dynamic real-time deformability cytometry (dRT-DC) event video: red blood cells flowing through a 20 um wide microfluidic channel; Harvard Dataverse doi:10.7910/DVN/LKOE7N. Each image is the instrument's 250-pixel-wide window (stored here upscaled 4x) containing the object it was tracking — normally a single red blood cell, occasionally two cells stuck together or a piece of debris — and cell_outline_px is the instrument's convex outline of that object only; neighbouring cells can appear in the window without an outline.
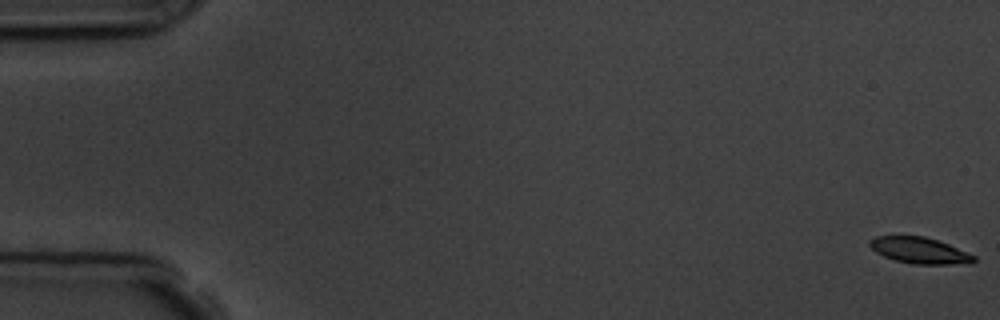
{"species": "common noctule bat (a hibernating species)", "species_latin": "Nyctalus noctula", "temperature_condition": "room temperature", "stored_images_in_passage": 8, "camera_frame_rate_fps": 3000, "um_per_image_px": 0.085, "animal": {"sex": "male", "body_mass_g": 19.5, "forearm_length_mm": 54.6}, "frame": {"image": 1, "passage_image": 1, "time_ms": 0.0, "image_size_px": [1000, 320], "cell_outline_px": [[976, 260], [972, 264], [912, 264], [896, 260], [884, 256], [876, 252], [868, 244], [868, 240], [876, 236], [924, 236], [948, 244], [976, 256]], "centroid_in_image_um": [78.18, 21.29], "position_along_channel_um": 6.8, "area_um2": 15.9}}
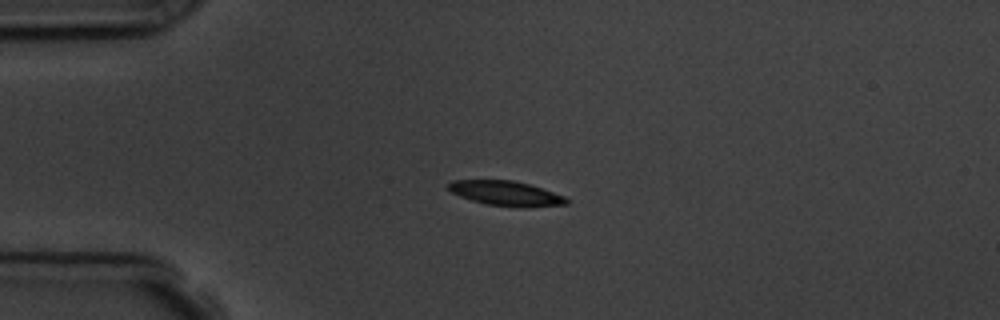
{"frame": {"image": 2, "passage_image": 4, "time_ms": 4.333, "image_size_px": [1000, 320], "cell_outline_px": [[568, 204], [524, 208], [520, 208], [488, 204], [472, 200], [460, 196], [452, 192], [448, 188], [448, 184], [452, 180], [512, 180], [528, 184], [564, 196], [568, 200]], "centroid_in_image_um": [43.01, 16.44], "position_along_channel_um": 42.0, "area_um2": 16.88}}